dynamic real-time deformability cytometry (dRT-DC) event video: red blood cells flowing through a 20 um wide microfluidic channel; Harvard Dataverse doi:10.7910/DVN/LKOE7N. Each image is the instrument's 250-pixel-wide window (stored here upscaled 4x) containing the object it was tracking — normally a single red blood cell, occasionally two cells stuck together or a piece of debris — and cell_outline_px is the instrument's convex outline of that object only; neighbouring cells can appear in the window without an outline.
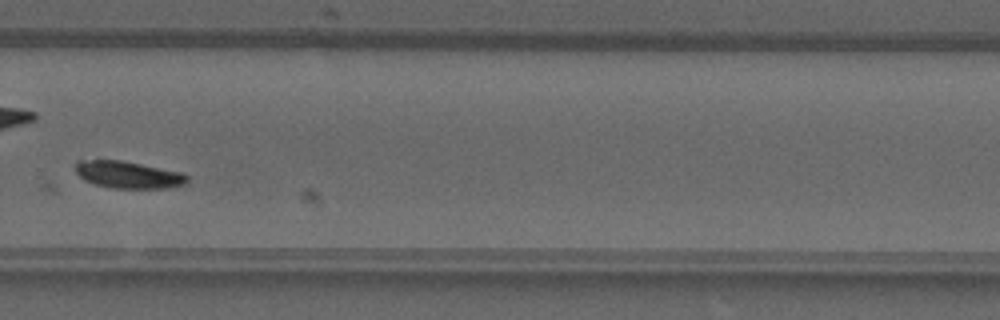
{"species": "common noctule bat (a hibernating species)", "species_latin": "Nyctalus noctula", "temperature_condition": "warm", "stored_images_in_passage": 28, "camera_frame_rate_fps": 3000, "um_per_image_px": 0.085, "animal": {"sex": "male", "forearm_length_mm": 52.5}, "frame": {"image": 1, "passage_image": 16, "time_ms": 5.0, "image_size_px": [1000, 320], "cell_outline_px": [[188, 184], [168, 188], [108, 188], [84, 180], [76, 172], [76, 160], [120, 160], [184, 172], [188, 176]], "centroid_in_image_um": [10.95, 14.86], "position_along_channel_um": 318.9, "area_um2": 17.8}}